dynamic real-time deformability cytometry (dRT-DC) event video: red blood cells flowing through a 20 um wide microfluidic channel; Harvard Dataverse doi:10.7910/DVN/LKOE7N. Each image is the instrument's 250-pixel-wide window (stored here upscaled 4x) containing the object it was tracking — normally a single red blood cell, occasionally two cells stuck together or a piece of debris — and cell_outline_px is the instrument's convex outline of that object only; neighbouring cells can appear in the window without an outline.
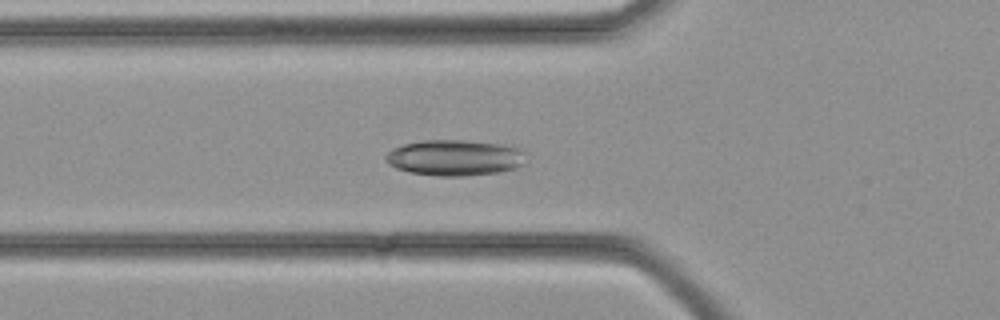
{"species": "common noctule bat (a hibernating species)", "species_latin": "Nyctalus noctula", "temperature_condition": "cold", "stored_images_in_passage": 32, "camera_frame_rate_fps": 3000, "um_per_image_px": 0.085, "animal": {"sex": "female", "body_mass_g": 21.9}, "frame": {"image": 1, "passage_image": 9, "time_ms": 2.667, "image_size_px": [1000, 320], "cell_outline_px": [[528, 160], [524, 164], [516, 168], [500, 172], [464, 176], [436, 176], [412, 172], [396, 168], [388, 164], [384, 156], [392, 148], [404, 144], [424, 140], [464, 140], [500, 144], [524, 148], [528, 152]], "centroid_in_image_um": [38.74, 13.4], "position_along_channel_um": 87.1, "area_um2": 29.82}}
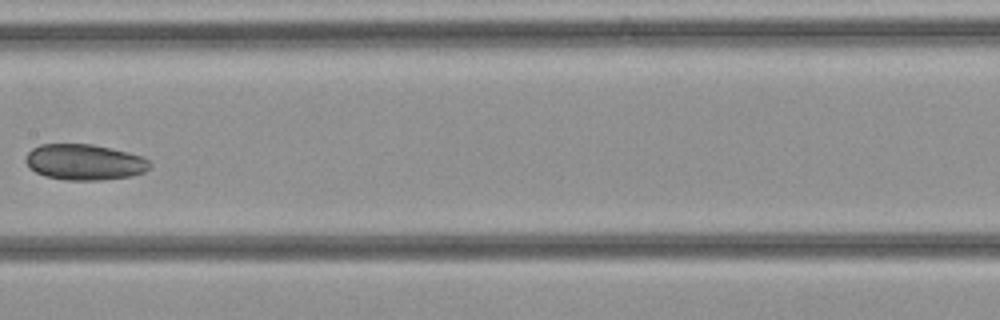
{"frame": {"image": 2, "passage_image": 15, "time_ms": 4.667, "image_size_px": [1000, 320], "cell_outline_px": [[152, 164], [144, 172], [132, 176], [100, 180], [68, 180], [44, 176], [28, 168], [24, 160], [24, 156], [32, 148], [40, 144], [92, 144], [112, 148], [144, 156]], "centroid_in_image_um": [7.16, 13.77], "position_along_channel_um": 200.2, "area_um2": 26.24}}
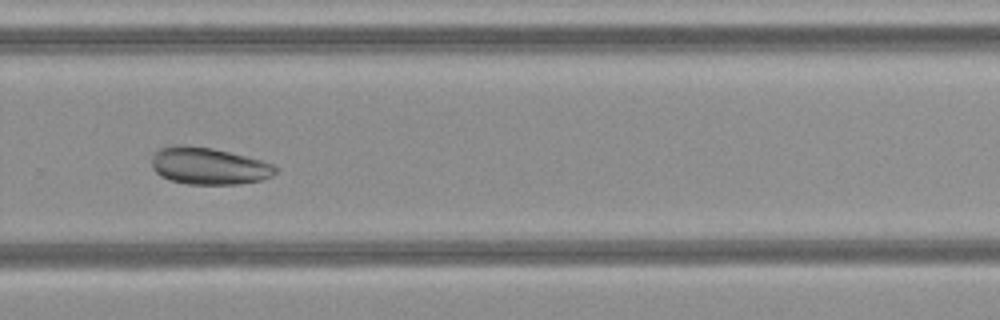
{"frame": {"image": 3, "passage_image": 21, "time_ms": 6.667, "image_size_px": [1000, 320], "cell_outline_px": [[280, 168], [272, 176], [260, 180], [236, 184], [188, 184], [172, 180], [160, 176], [152, 168], [152, 156], [160, 148], [176, 144], [184, 144], [212, 148], [260, 160], [272, 164]], "centroid_in_image_um": [17.72, 14.1], "position_along_channel_um": 312.1, "area_um2": 26.59}}